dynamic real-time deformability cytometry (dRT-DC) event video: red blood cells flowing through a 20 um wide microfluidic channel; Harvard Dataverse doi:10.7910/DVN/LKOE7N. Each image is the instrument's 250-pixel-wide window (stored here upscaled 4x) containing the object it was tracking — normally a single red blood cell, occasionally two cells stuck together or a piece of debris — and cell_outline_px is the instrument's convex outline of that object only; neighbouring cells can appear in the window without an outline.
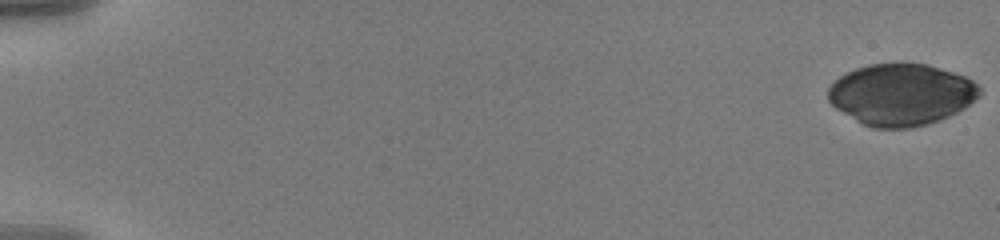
{"species": "human", "species_latin": "Homo sapiens", "temperature_condition": "warm", "stored_images_in_passage": 24, "camera_frame_rate_fps": 3000, "um_per_image_px": 0.085, "donor": {"sex": "male"}, "frame": {"image": 1, "passage_image": 1, "time_ms": 0.0, "image_size_px": [1000, 240], "cell_outline_px": [[980, 96], [964, 108], [940, 120], [928, 124], [912, 128], [872, 128], [856, 120], [836, 108], [828, 100], [828, 88], [840, 76], [856, 68], [868, 64], [896, 60], [900, 60], [924, 64], [940, 68], [964, 76], [972, 80], [980, 88]], "centroid_in_image_um": [76.6, 8.0], "position_along_channel_um": 8.4, "area_um2": 54.85}}
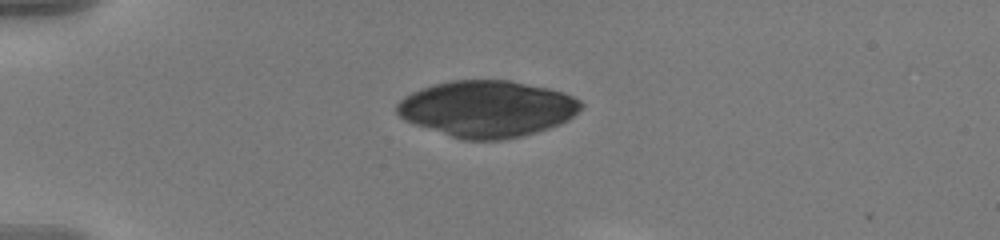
{"frame": {"image": 2, "passage_image": 16, "time_ms": 5.0, "image_size_px": [1000, 240], "cell_outline_px": [[584, 104], [568, 120], [560, 124], [524, 136], [500, 140], [464, 140], [404, 120], [396, 112], [396, 104], [404, 96], [420, 88], [432, 84], [452, 80], [508, 80], [548, 88], [564, 92], [580, 100]], "centroid_in_image_um": [41.4, 9.24], "position_along_channel_um": 43.6, "area_um2": 60.4}}